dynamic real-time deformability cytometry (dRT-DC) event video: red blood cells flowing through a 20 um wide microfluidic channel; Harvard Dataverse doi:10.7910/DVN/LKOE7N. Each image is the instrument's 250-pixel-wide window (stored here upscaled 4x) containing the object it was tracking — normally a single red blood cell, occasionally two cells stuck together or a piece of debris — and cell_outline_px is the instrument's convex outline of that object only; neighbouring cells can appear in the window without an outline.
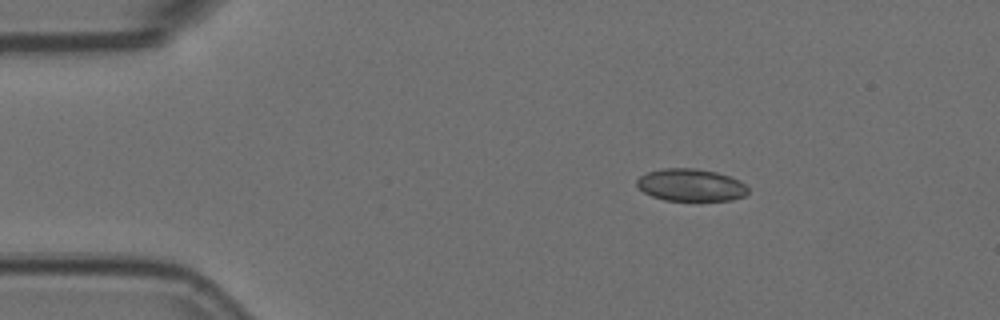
{"species": "Egyptian fruit bat (a non-hibernating species)", "species_latin": "Rousettus aegyptiacus", "temperature_condition": "room temperature", "stored_images_in_passage": 47, "camera_frame_rate_fps": 3000, "um_per_image_px": 0.085, "animal": {"sex": "female"}, "frame": {"image": 1, "passage_image": 1, "time_ms": 0.0, "image_size_px": [1000, 320], "cell_outline_px": [[748, 192], [744, 196], [732, 200], [696, 204], [664, 200], [652, 196], [644, 192], [636, 184], [636, 180], [640, 176], [648, 172], [660, 168], [696, 168], [716, 172], [740, 180], [748, 188]], "centroid_in_image_um": [58.74, 15.78], "position_along_channel_um": 26.3, "area_um2": 21.91}}
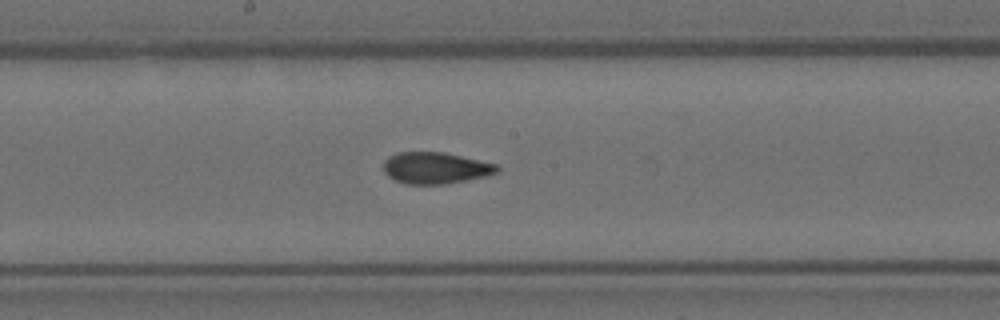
{"frame": {"image": 2, "passage_image": 21, "time_ms": 6.667, "image_size_px": [1000, 320], "cell_outline_px": [[500, 172], [488, 176], [444, 184], [408, 184], [396, 180], [388, 176], [384, 172], [384, 160], [388, 156], [396, 152], [444, 152], [496, 164], [500, 168]], "centroid_in_image_um": [37.03, 14.27], "position_along_channel_um": 211.2, "area_um2": 20.92}}
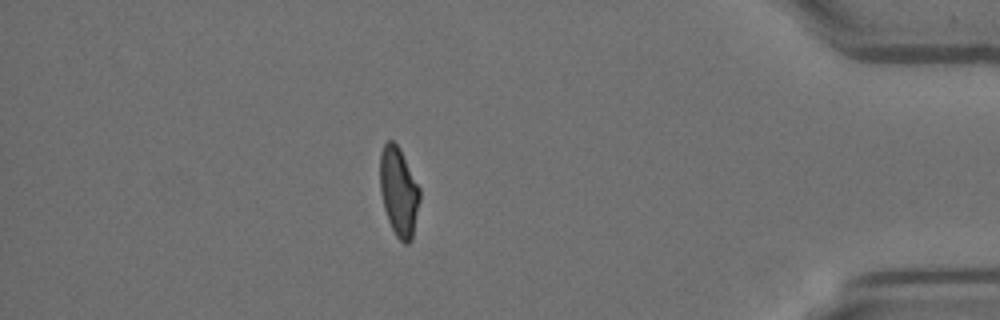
{"frame": {"image": 3, "passage_image": 40, "time_ms": 13.0, "image_size_px": [1000, 320], "cell_outline_px": [[420, 200], [412, 240], [408, 244], [404, 244], [396, 236], [388, 220], [384, 208], [380, 192], [380, 152], [384, 144], [388, 140], [392, 140], [400, 148], [420, 188]], "centroid_in_image_um": [33.9, 16.29], "position_along_channel_um": 401.3, "area_um2": 20.75}, "authors_computed_cell_mechanics": {"area_um2": 21.2126, "velocity_mm_per_s": 3.6773, "shape_relaxation_time_tau1_ms": null, "shape_relaxation_time_tau2_ms": 2.3995, "deformation_change_tau1": null, "deformation_change_tau2": 0.0908}}